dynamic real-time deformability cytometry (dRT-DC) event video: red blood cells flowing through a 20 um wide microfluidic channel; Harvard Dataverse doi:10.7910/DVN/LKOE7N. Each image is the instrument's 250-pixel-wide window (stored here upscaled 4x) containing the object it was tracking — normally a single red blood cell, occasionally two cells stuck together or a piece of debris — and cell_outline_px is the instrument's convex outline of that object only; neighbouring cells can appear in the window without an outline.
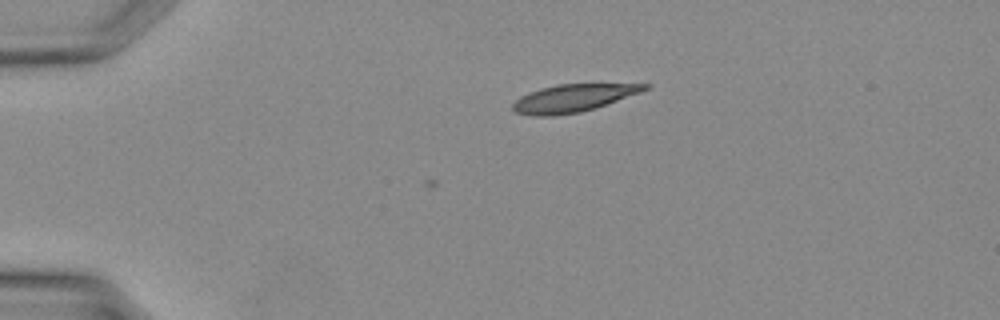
{"species": "Egyptian fruit bat (a non-hibernating species)", "species_latin": "Rousettus aegyptiacus", "temperature_condition": "warm", "stored_images_in_passage": 2, "camera_frame_rate_fps": 3000, "um_per_image_px": 0.085, "animal": {"sex": "female"}, "frame": {"image": 1, "passage_image": 2, "time_ms": 0.333, "image_size_px": [1000, 320], "cell_outline_px": [[652, 88], [596, 108], [580, 112], [552, 116], [532, 116], [516, 112], [512, 108], [512, 104], [520, 96], [540, 88], [556, 84], [652, 84]], "centroid_in_image_um": [48.73, 8.34], "position_along_channel_um": 36.3, "area_um2": 21.27}}